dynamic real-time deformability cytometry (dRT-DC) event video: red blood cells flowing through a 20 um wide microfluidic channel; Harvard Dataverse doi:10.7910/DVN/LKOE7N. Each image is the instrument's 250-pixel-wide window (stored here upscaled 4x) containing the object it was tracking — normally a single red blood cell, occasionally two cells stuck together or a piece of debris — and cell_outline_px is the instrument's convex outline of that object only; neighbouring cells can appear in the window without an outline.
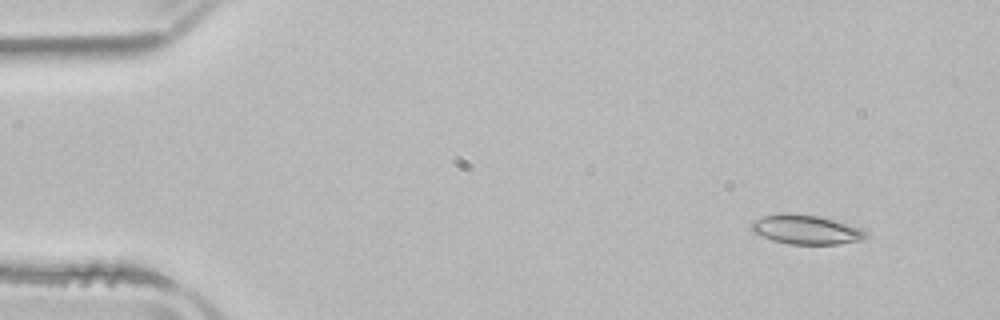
{"species": "common noctule bat (a hibernating species)", "species_latin": "Nyctalus noctula", "temperature_condition": "room temperature", "stored_images_in_passage": 3, "camera_frame_rate_fps": 3000, "um_per_image_px": 0.085, "animal": {"sex": "male", "body_mass_g": 21.5, "forearm_length_mm": 52.0}, "frame": {"image": 1, "passage_image": 1, "time_ms": 0.0, "image_size_px": [1000, 320], "cell_outline_px": [[868, 236], [860, 240], [836, 244], [788, 244], [772, 240], [752, 232], [752, 224], [756, 220], [764, 216], [780, 212], [788, 212], [820, 216], [860, 228], [868, 232]], "centroid_in_image_um": [68.5, 19.51], "position_along_channel_um": 16.5, "area_um2": 19.48}}
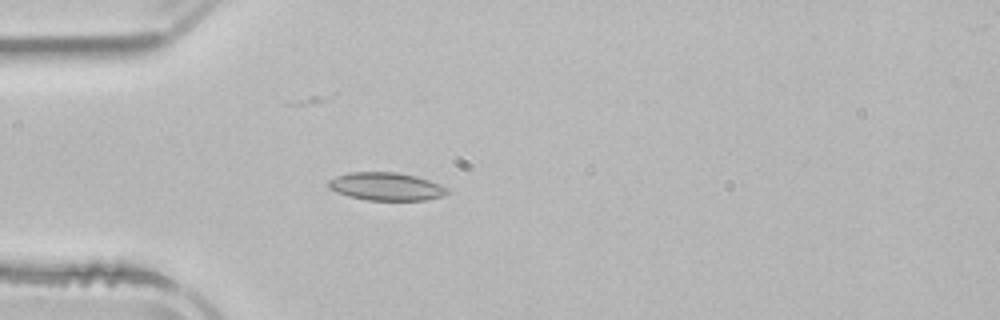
{"frame": {"image": 2, "passage_image": 3, "time_ms": 3.333, "image_size_px": [1000, 320], "cell_outline_px": [[448, 192], [440, 196], [424, 200], [368, 200], [348, 196], [328, 188], [328, 180], [336, 176], [352, 172], [396, 172], [416, 176], [440, 184], [448, 188]], "centroid_in_image_um": [32.8, 15.84], "position_along_channel_um": 52.2, "area_um2": 19.19}}